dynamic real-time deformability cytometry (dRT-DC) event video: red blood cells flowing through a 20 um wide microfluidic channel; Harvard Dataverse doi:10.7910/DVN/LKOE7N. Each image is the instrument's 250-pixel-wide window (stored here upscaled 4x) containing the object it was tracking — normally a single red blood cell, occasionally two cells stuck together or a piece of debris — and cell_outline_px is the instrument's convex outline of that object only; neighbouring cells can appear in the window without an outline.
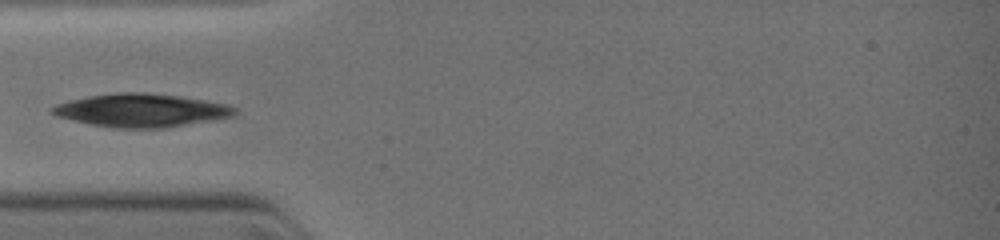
{"species": "common noctule bat (a hibernating species)", "species_latin": "Nyctalus noctula", "temperature_condition": "warm", "stored_images_in_passage": 9, "camera_frame_rate_fps": 3000, "um_per_image_px": 0.085, "animal": {"sex": "female", "body_mass_g": 19.0, "forearm_length_mm": 51.5}, "frame": {"image": 1, "passage_image": 4, "time_ms": 1.667, "image_size_px": [1000, 240], "cell_outline_px": [[236, 112], [232, 116], [212, 120], [164, 128], [112, 128], [92, 124], [60, 116], [52, 112], [52, 108], [56, 104], [88, 96], [120, 92], [140, 92], [180, 96], [228, 104], [236, 108]], "centroid_in_image_um": [12.06, 9.38], "position_along_channel_um": 72.9, "area_um2": 34.8}}